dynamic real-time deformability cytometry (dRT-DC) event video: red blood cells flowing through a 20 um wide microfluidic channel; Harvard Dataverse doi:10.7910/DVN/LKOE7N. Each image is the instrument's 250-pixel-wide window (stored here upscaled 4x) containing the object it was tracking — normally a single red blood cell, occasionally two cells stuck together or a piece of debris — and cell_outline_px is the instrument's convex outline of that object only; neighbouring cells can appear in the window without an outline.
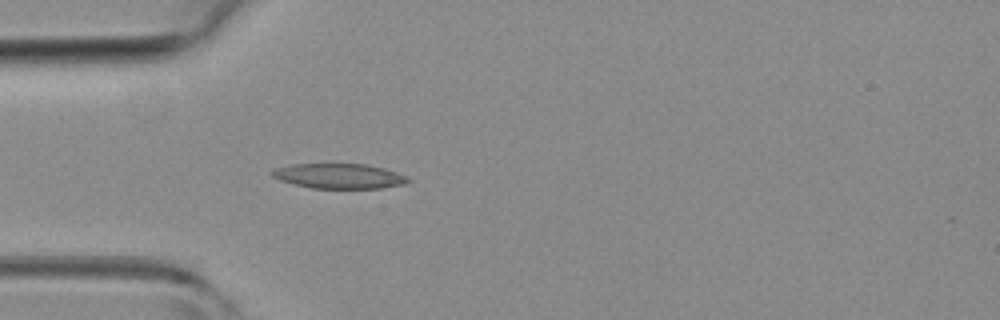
{"species": "common noctule bat (a hibernating species)", "species_latin": "Nyctalus noctula", "temperature_condition": "room temperature", "stored_images_in_passage": 4, "camera_frame_rate_fps": 3000, "um_per_image_px": 0.085, "animal": {"sex": "female", "body_mass_g": 19.3, "forearm_length_mm": 54.1}, "frame": {"image": 1, "passage_image": 4, "time_ms": 4.0, "image_size_px": [1000, 320], "cell_outline_px": [[412, 180], [404, 184], [380, 188], [312, 188], [280, 180], [272, 176], [272, 172], [276, 168], [292, 164], [364, 164], [384, 168], [396, 172]], "centroid_in_image_um": [28.84, 14.96], "position_along_channel_um": 56.2, "area_um2": 19.48}}